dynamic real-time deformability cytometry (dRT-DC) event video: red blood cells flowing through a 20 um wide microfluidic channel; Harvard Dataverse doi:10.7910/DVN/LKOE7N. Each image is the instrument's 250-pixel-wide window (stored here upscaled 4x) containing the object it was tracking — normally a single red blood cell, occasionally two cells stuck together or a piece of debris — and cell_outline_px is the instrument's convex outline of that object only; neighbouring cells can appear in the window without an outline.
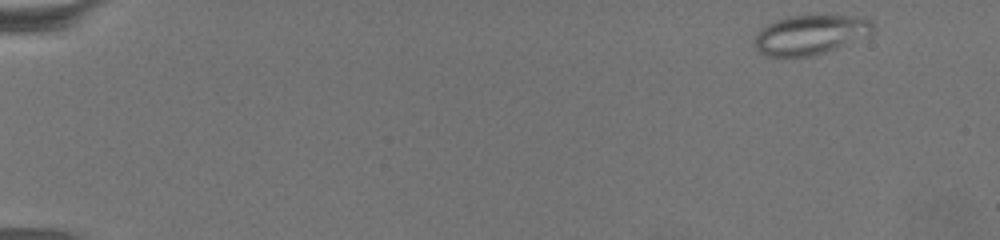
{"species": "common noctule bat (a hibernating species)", "species_latin": "Nyctalus noctula", "temperature_condition": "warm", "stored_images_in_passage": 66, "camera_frame_rate_fps": 3000, "um_per_image_px": 0.085, "animal": {"sex": "female", "body_mass_g": 19.5, "forearm_length_mm": 54.1}, "frame": {"image": 1, "passage_image": 2, "time_ms": 0.333, "image_size_px": [1000, 240], "cell_outline_px": [[876, 28], [868, 36], [836, 48], [812, 56], [764, 56], [752, 44], [752, 40], [756, 32], [768, 24], [776, 20], [788, 16], [864, 16], [872, 20]], "centroid_in_image_um": [68.88, 2.95], "position_along_channel_um": 16.1, "area_um2": 27.51}}
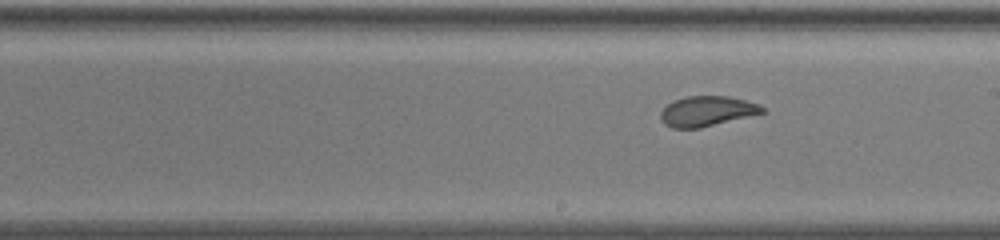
{"frame": {"image": 2, "passage_image": 38, "time_ms": 12.333, "image_size_px": [1000, 240], "cell_outline_px": [[768, 112], [700, 128], [672, 128], [664, 124], [660, 116], [660, 112], [668, 104], [676, 100], [688, 96], [728, 96], [760, 104]], "centroid_in_image_um": [60.13, 9.46], "position_along_channel_um": 228.9, "area_um2": 17.86}}
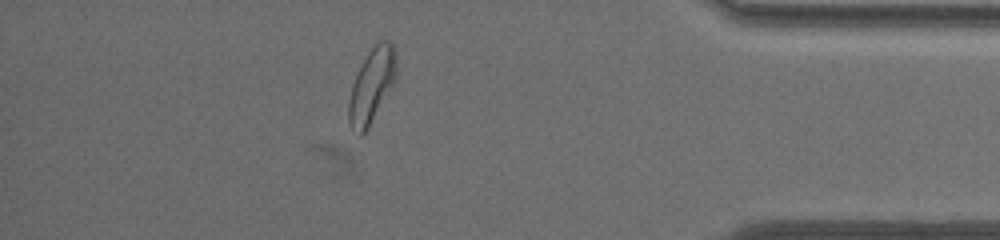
{"frame": {"image": 3, "passage_image": 58, "time_ms": 19.0, "image_size_px": [1000, 240], "cell_outline_px": [[396, 80], [368, 128], [360, 136], [356, 136], [352, 132], [348, 120], [348, 104], [352, 84], [368, 52], [376, 40], [388, 40], [392, 44], [396, 52]], "centroid_in_image_um": [31.6, 7.29], "position_along_channel_um": 403.6, "area_um2": 20.81}, "authors_computed_cell_mechanics": {"area_um2": 20.9236, "velocity_mm_per_s": 3.0735, "shape_relaxation_time_tau1_ms": null, "shape_relaxation_time_tau2_ms": 1.2701, "deformation_change_tau1": null, "deformation_change_tau2": 0.0752}}